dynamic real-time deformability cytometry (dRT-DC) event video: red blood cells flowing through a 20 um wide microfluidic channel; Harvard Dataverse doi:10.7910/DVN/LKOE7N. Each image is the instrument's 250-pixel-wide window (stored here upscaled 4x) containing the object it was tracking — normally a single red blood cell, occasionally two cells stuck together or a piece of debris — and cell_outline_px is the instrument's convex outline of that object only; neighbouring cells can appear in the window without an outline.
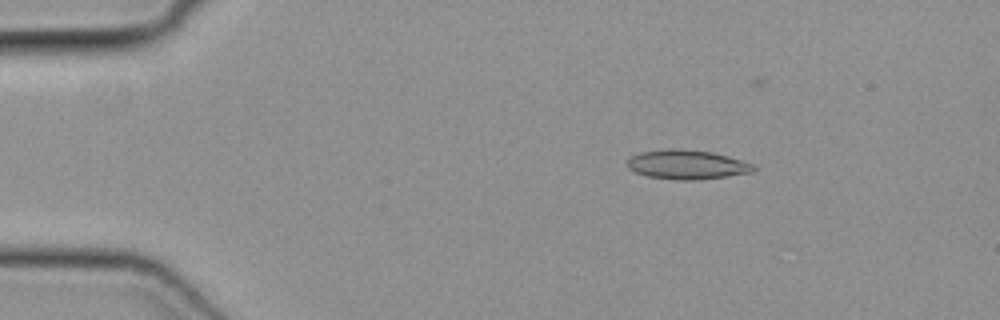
{"species": "common noctule bat (a hibernating species)", "species_latin": "Nyctalus noctula", "temperature_condition": "cold", "stored_images_in_passage": 14, "camera_frame_rate_fps": 3000, "um_per_image_px": 0.085, "animal": {"sex": "female", "body_mass_g": 19.3, "forearm_length_mm": 54.1}, "frame": {"image": 1, "passage_image": 7, "time_ms": 2.0, "image_size_px": [1000, 320], "cell_outline_px": [[756, 168], [752, 172], [728, 176], [700, 180], [676, 180], [648, 176], [636, 172], [628, 168], [628, 160], [632, 156], [640, 152], [668, 148], [680, 148], [712, 152], [728, 156], [752, 164]], "centroid_in_image_um": [58.39, 13.99], "position_along_channel_um": 26.6, "area_um2": 21.56}}
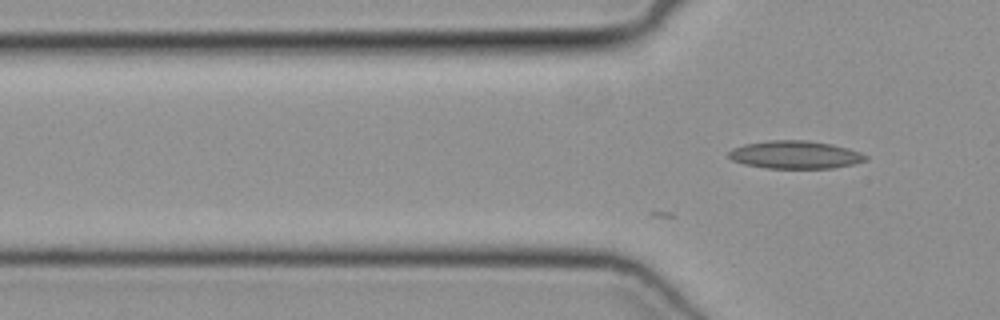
{"frame": {"image": 2, "passage_image": 14, "time_ms": 4.333, "image_size_px": [1000, 320], "cell_outline_px": [[868, 160], [852, 164], [832, 168], [768, 168], [744, 164], [732, 160], [728, 156], [728, 152], [732, 148], [744, 144], [768, 140], [808, 140], [832, 144], [848, 148], [860, 152], [868, 156]], "centroid_in_image_um": [67.59, 13.14], "position_along_channel_um": 58.2, "area_um2": 22.31}}